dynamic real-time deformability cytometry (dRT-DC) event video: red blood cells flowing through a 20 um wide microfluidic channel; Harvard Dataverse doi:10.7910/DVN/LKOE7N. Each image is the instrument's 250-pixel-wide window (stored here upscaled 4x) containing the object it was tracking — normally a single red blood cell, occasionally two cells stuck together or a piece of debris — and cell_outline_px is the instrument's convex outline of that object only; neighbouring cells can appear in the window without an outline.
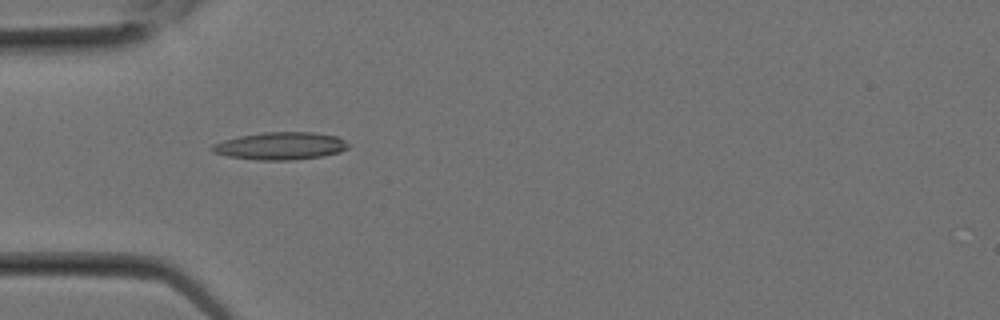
{"species": "Egyptian fruit bat (a non-hibernating species)", "species_latin": "Rousettus aegyptiacus", "temperature_condition": "room temperature", "stored_images_in_passage": 1, "camera_frame_rate_fps": 3000, "um_per_image_px": 0.085, "animal": {"sex": "female"}, "frame": {"image": 1, "passage_image": 1, "time_ms": 0.0, "image_size_px": [1000, 320], "cell_outline_px": [[348, 148], [340, 152], [324, 156], [292, 160], [256, 160], [228, 156], [212, 152], [208, 148], [212, 144], [224, 140], [240, 136], [264, 132], [312, 132], [336, 136], [344, 140], [348, 144]], "centroid_in_image_um": [23.82, 12.41], "position_along_channel_um": 61.2, "area_um2": 21.91}}